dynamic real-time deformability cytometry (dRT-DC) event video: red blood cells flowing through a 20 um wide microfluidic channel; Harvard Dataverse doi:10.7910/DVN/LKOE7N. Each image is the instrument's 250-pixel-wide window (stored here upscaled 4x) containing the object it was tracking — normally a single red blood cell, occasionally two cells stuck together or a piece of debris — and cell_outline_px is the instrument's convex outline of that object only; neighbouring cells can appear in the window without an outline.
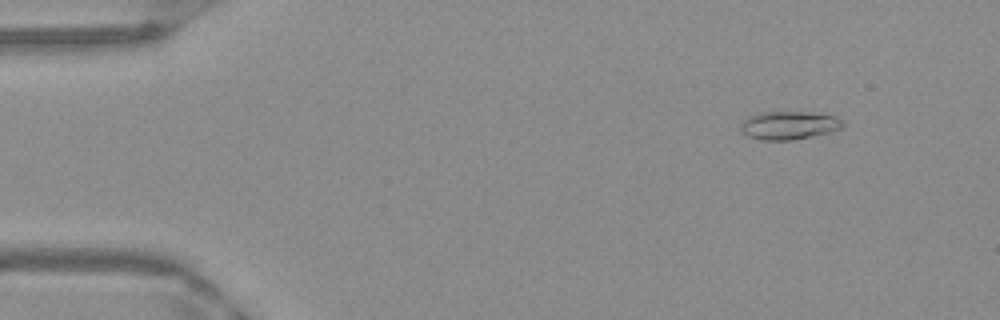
{"species": "Egyptian fruit bat (a non-hibernating species)", "species_latin": "Rousettus aegyptiacus", "temperature_condition": "warm", "stored_images_in_passage": 51, "camera_frame_rate_fps": 3000, "um_per_image_px": 0.085, "frame": {"image": 1, "passage_image": 6, "time_ms": 1.667, "image_size_px": [1000, 320], "cell_outline_px": [[844, 124], [840, 128], [828, 132], [812, 136], [792, 140], [764, 140], [748, 136], [740, 128], [740, 124], [744, 120], [752, 116], [764, 112], [808, 112], [836, 116], [844, 120]], "centroid_in_image_um": [67.09, 10.65], "position_along_channel_um": 17.9, "area_um2": 16.53}}
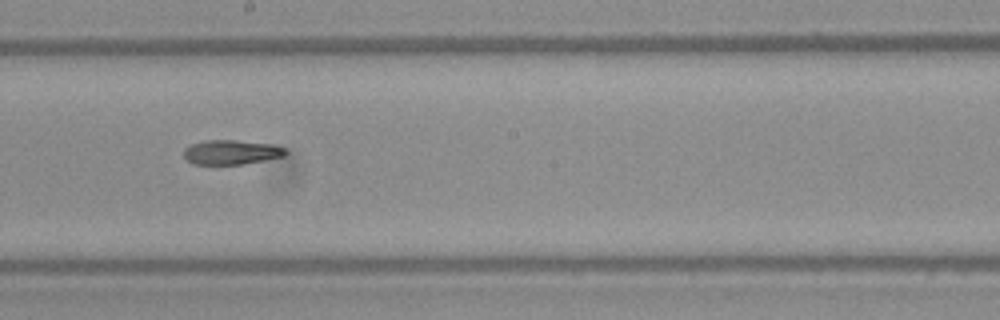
{"frame": {"image": 2, "passage_image": 29, "time_ms": 9.333, "image_size_px": [1000, 320], "cell_outline_px": [[288, 152], [284, 156], [244, 164], [192, 164], [184, 156], [184, 148], [192, 144], [208, 140], [232, 140], [272, 144], [284, 148]], "centroid_in_image_um": [19.66, 12.94], "position_along_channel_um": 228.5, "area_um2": 14.39}}
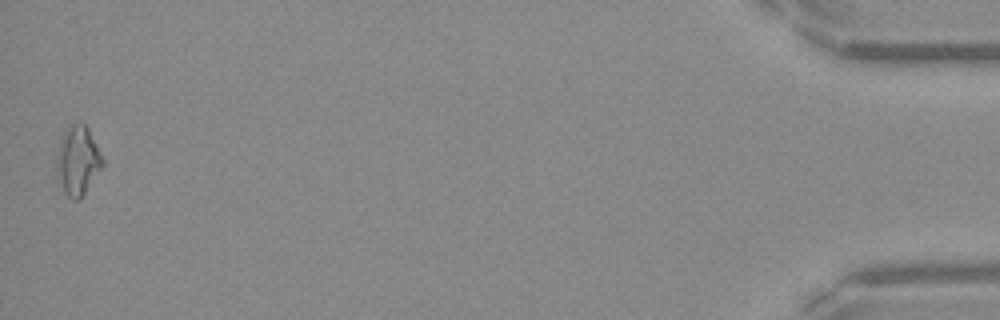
{"frame": {"image": 3, "passage_image": 51, "time_ms": 16.667, "image_size_px": [1000, 320], "cell_outline_px": [[104, 164], [80, 200], [72, 200], [64, 192], [60, 184], [56, 168], [56, 160], [60, 140], [64, 132], [72, 124], [80, 120], [88, 128], [104, 160]], "centroid_in_image_um": [6.61, 13.65], "position_along_channel_um": 428.6, "area_um2": 18.44}, "authors_computed_cell_mechanics": {"area_um2": 15.7216, "velocity_mm_per_s": 3.9994, "shape_relaxation_time_tau1_ms": null, "shape_relaxation_time_tau2_ms": 7.4277, "deformation_change_tau1": null, "deformation_change_tau2": 0.1744}}